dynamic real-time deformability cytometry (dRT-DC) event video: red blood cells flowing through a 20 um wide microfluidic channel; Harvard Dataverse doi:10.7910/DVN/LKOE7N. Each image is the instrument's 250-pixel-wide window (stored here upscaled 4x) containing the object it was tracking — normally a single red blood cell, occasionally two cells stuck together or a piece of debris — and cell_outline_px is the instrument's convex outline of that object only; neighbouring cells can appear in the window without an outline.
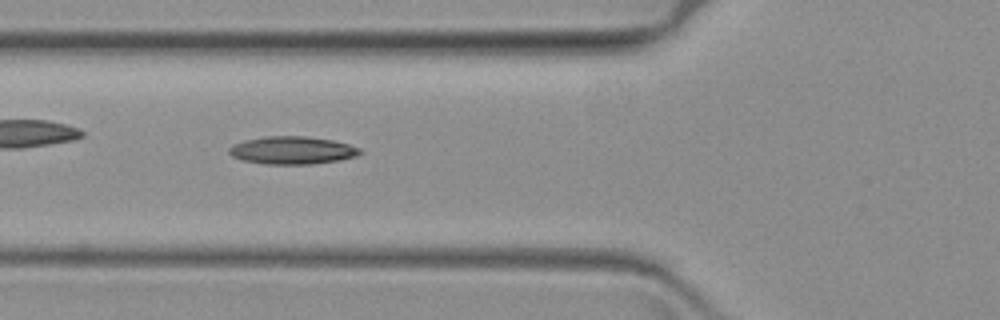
{"species": "common noctule bat (a hibernating species)", "species_latin": "Nyctalus noctula", "temperature_condition": "warm", "stored_images_in_passage": 63, "camera_frame_rate_fps": 3000, "um_per_image_px": 0.085, "animal": {"sex": "female", "body_mass_g": 19.3, "forearm_length_mm": 54.1}, "frame": {"image": 1, "passage_image": 24, "time_ms": 7.667, "image_size_px": [1000, 320], "cell_outline_px": [[364, 152], [356, 156], [340, 160], [312, 164], [264, 164], [240, 160], [232, 156], [228, 152], [228, 148], [232, 144], [244, 140], [264, 136], [304, 136], [332, 140], [348, 144], [360, 148]], "centroid_in_image_um": [24.81, 12.78], "position_along_channel_um": 101.0, "area_um2": 21.39}}
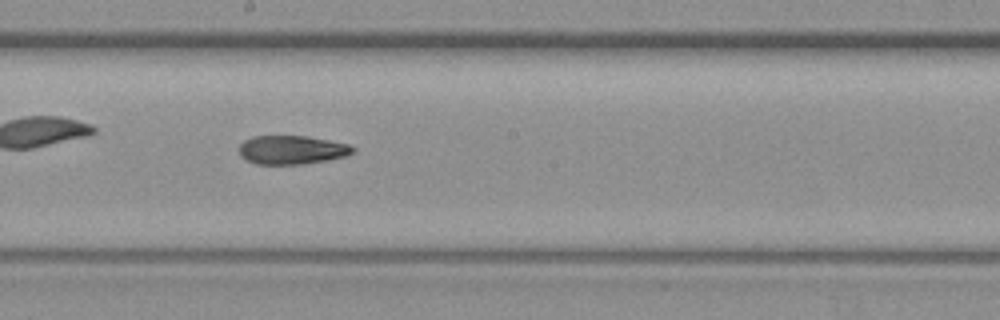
{"frame": {"image": 2, "passage_image": 35, "time_ms": 11.333, "image_size_px": [1000, 320], "cell_outline_px": [[356, 152], [348, 156], [328, 160], [304, 164], [256, 164], [240, 156], [240, 144], [244, 140], [252, 136], [304, 136], [328, 140], [348, 144], [356, 148]], "centroid_in_image_um": [24.84, 12.74], "position_along_channel_um": 223.4, "area_um2": 19.13}}
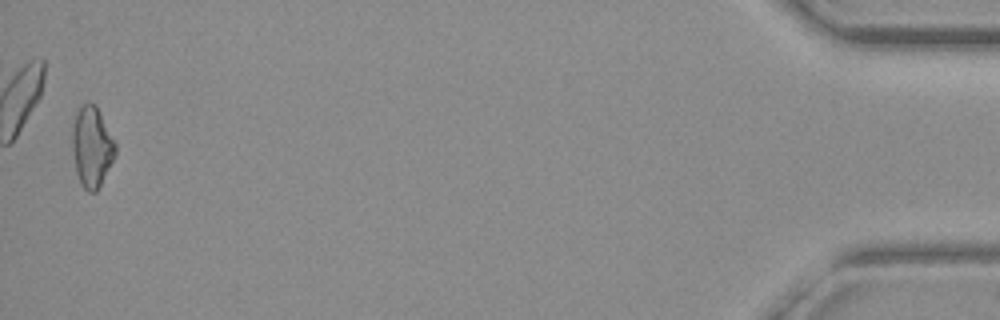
{"frame": {"image": 3, "passage_image": 62, "time_ms": 20.333, "image_size_px": [1000, 320], "cell_outline_px": [[116, 152], [96, 192], [88, 192], [80, 184], [76, 172], [72, 148], [72, 128], [76, 112], [80, 104], [96, 104], [116, 144]], "centroid_in_image_um": [7.78, 12.46], "position_along_channel_um": 427.4, "area_um2": 20.06}}